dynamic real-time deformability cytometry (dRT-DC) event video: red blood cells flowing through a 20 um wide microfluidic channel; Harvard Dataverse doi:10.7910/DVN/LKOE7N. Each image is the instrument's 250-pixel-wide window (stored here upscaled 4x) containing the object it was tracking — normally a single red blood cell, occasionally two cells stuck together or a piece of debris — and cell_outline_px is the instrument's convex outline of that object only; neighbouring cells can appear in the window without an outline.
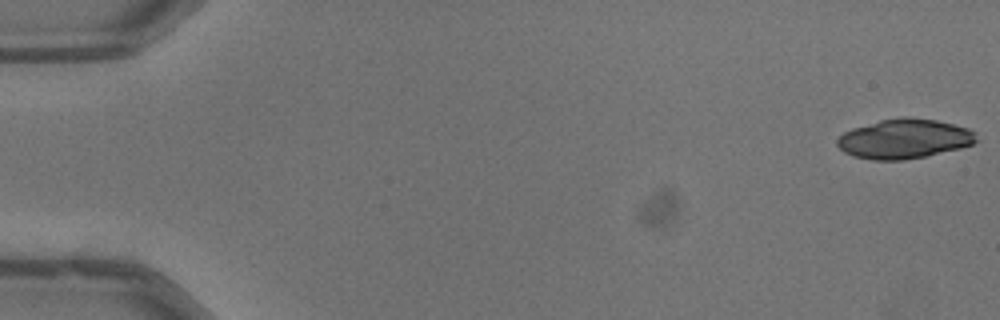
{"species": "common noctule bat (a hibernating species)", "species_latin": "Nyctalus noctula", "temperature_condition": "warm", "stored_images_in_passage": 39, "camera_frame_rate_fps": 3000, "um_per_image_px": 0.085, "animal": {"sex": "male", "body_mass_g": 13.3}, "frame": {"image": 1, "passage_image": 1, "time_ms": 0.0, "image_size_px": [1000, 320], "cell_outline_px": [[980, 140], [972, 144], [960, 148], [924, 156], [904, 160], [872, 160], [852, 156], [844, 152], [836, 144], [836, 140], [844, 132], [852, 128], [880, 120], [900, 116], [908, 116], [936, 120], [968, 128], [976, 132]], "centroid_in_image_um": [76.87, 11.79], "position_along_channel_um": 8.1, "area_um2": 32.31}}
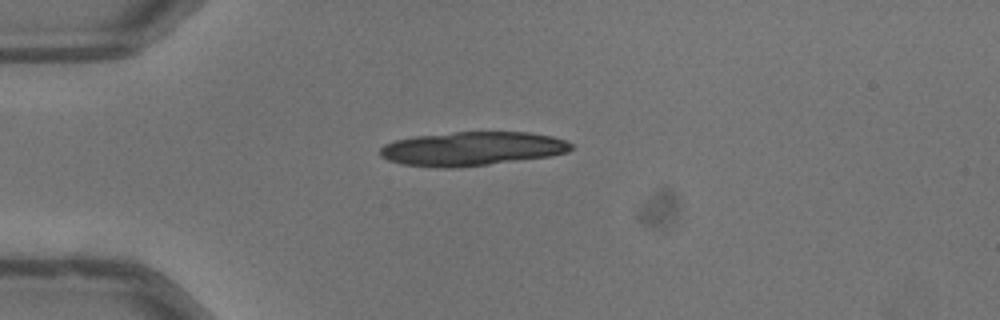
{"frame": {"image": 2, "passage_image": 14, "time_ms": 4.333, "image_size_px": [1000, 320], "cell_outline_px": [[572, 148], [568, 152], [548, 156], [488, 164], [452, 168], [440, 168], [400, 164], [388, 160], [380, 156], [380, 148], [384, 144], [396, 140], [412, 136], [452, 132], [528, 132], [552, 136], [564, 140], [572, 144]], "centroid_in_image_um": [40.07, 12.63], "position_along_channel_um": 44.9, "area_um2": 37.74}}
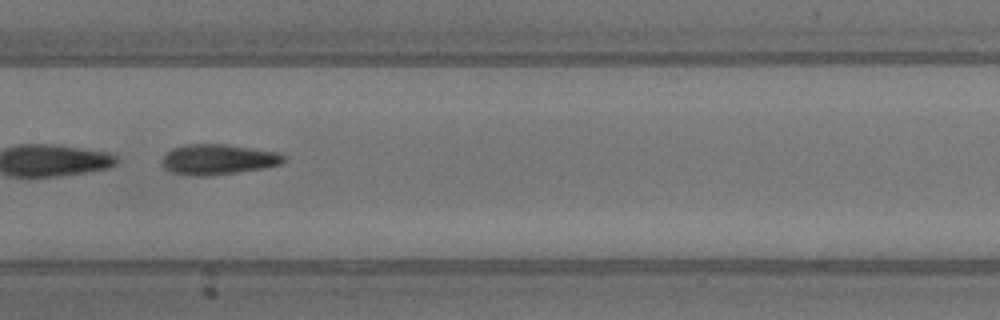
{"frame": {"image": 3, "passage_image": 27, "time_ms": 8.667, "image_size_px": [1000, 320], "cell_outline_px": [[288, 160], [284, 164], [264, 168], [204, 176], [188, 176], [172, 172], [164, 168], [164, 156], [172, 148], [184, 144], [228, 144], [280, 152]], "centroid_in_image_um": [18.61, 13.54], "position_along_channel_um": 188.8, "area_um2": 21.68}}